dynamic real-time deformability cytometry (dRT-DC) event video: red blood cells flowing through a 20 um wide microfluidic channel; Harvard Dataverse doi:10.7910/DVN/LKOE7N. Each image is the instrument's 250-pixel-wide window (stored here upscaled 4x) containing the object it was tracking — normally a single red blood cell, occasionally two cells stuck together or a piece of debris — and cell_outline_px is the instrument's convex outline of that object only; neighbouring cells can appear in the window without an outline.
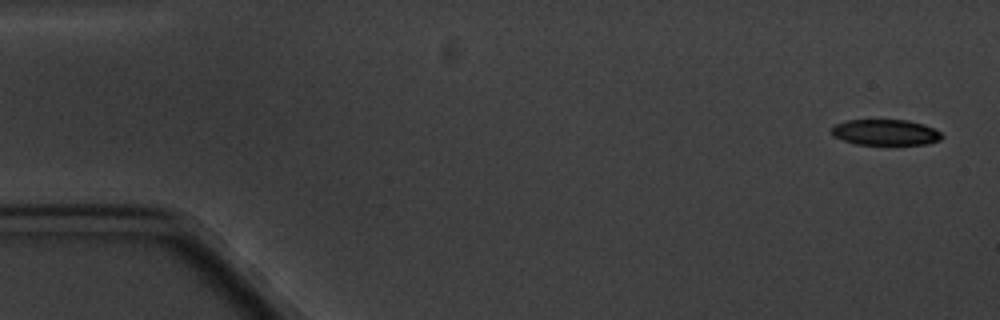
{"species": "common noctule bat (a hibernating species)", "species_latin": "Nyctalus noctula", "temperature_condition": "cold", "stored_images_in_passage": 5, "camera_frame_rate_fps": 3000, "um_per_image_px": 0.085, "animal": {"sex": "male", "body_mass_g": 20.1, "forearm_length_mm": 53.5}, "frame": {"image": 1, "passage_image": 1, "time_ms": 0.0, "image_size_px": [1000, 320], "cell_outline_px": [[944, 136], [940, 140], [928, 144], [856, 144], [844, 140], [836, 136], [832, 132], [832, 128], [836, 124], [848, 120], [908, 120], [924, 124], [940, 132]], "centroid_in_image_um": [75.32, 11.24], "position_along_channel_um": 9.7, "area_um2": 16.36}}
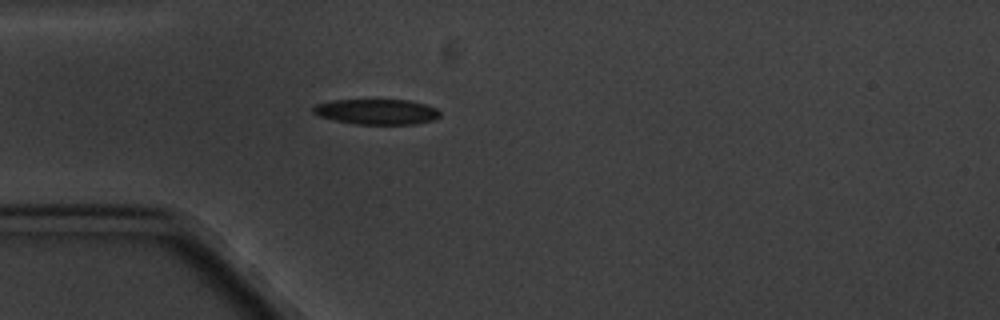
{"frame": {"image": 2, "passage_image": 5, "time_ms": 4.667, "image_size_px": [1000, 320], "cell_outline_px": [[440, 116], [436, 120], [416, 124], [356, 124], [336, 120], [320, 116], [312, 112], [312, 108], [316, 104], [332, 100], [408, 100], [428, 104], [436, 108], [440, 112]], "centroid_in_image_um": [32.07, 9.49], "position_along_channel_um": 52.9, "area_um2": 18.84}}